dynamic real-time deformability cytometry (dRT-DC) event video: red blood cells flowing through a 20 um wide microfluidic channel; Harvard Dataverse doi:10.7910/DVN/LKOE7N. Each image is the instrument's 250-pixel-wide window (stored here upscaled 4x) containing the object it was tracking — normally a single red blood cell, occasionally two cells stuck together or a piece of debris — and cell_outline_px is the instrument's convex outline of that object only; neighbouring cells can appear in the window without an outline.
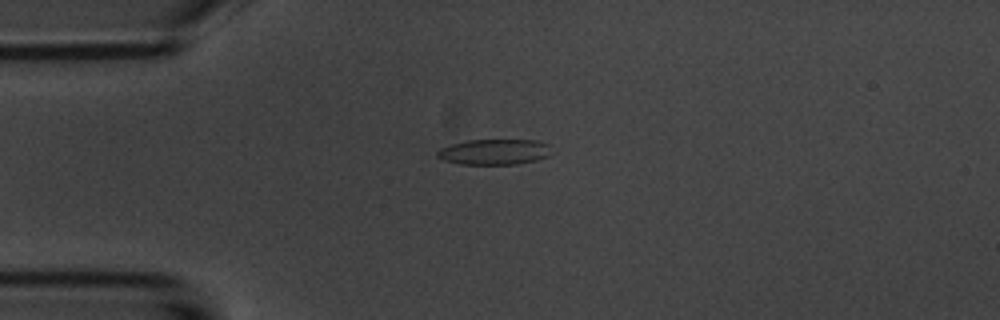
{"species": "common noctule bat (a hibernating species)", "species_latin": "Nyctalus noctula", "temperature_condition": "room temperature", "stored_images_in_passage": 1, "camera_frame_rate_fps": 3000, "um_per_image_px": 0.085, "animal": {"sex": "male", "body_mass_g": 20.1, "forearm_length_mm": 53.5}, "frame": {"image": 1, "passage_image": 1, "time_ms": 0.0, "image_size_px": [1000, 320], "cell_outline_px": [[548, 156], [536, 160], [516, 164], [460, 164], [444, 160], [436, 156], [436, 152], [440, 148], [452, 144], [468, 140], [536, 140], [548, 144]], "centroid_in_image_um": [41.97, 12.91], "position_along_channel_um": 43.0, "area_um2": 16.82}}